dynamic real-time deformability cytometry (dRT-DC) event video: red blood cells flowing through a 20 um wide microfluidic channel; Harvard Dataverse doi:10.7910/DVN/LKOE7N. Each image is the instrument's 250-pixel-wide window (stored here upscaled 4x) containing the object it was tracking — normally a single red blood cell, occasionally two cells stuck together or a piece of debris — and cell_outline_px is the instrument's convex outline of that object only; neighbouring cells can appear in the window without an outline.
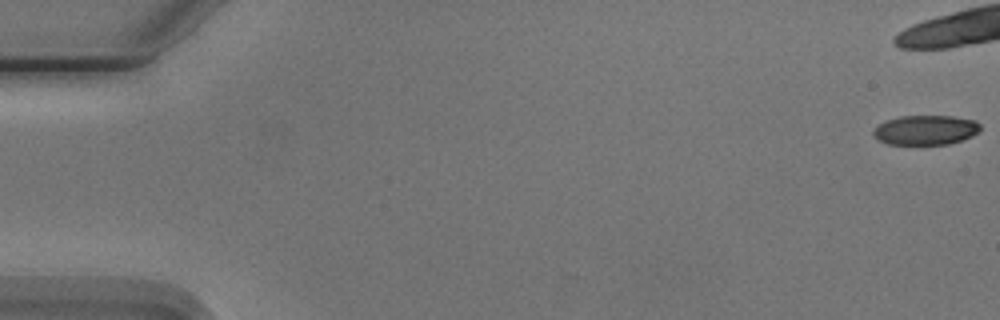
{"species": "Egyptian fruit bat (a non-hibernating species)", "species_latin": "Rousettus aegyptiacus", "temperature_condition": "cold", "stored_images_in_passage": 5, "camera_frame_rate_fps": 3000, "um_per_image_px": 0.085, "animal": {"sex": "male"}, "frame": {"image": 1, "passage_image": 1, "time_ms": 0.0, "image_size_px": [1000, 320], "cell_outline_px": [[980, 132], [972, 136], [948, 144], [888, 144], [880, 140], [872, 132], [884, 120], [900, 116], [952, 116], [976, 120], [980, 124]], "centroid_in_image_um": [78.71, 11.04], "position_along_channel_um": 6.3, "area_um2": 18.38}}